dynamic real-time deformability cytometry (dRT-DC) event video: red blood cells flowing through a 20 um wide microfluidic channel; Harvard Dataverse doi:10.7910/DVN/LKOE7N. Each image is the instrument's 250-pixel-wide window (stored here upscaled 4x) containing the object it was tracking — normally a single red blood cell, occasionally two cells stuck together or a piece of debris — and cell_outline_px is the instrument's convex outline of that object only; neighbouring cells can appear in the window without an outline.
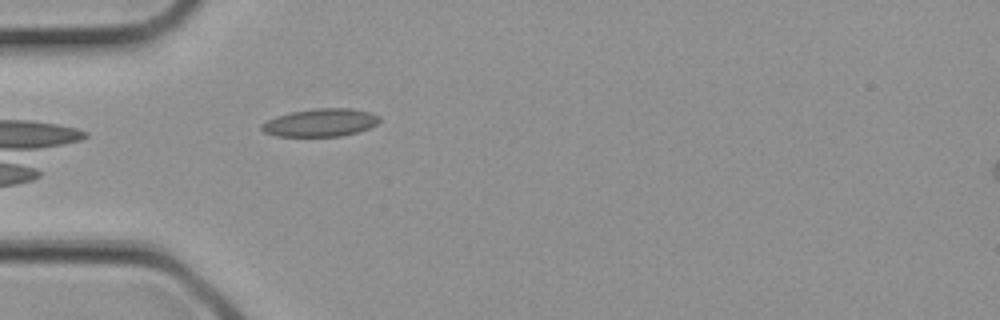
{"species": "common noctule bat (a hibernating species)", "species_latin": "Nyctalus noctula", "temperature_condition": "cold", "stored_images_in_passage": 3, "camera_frame_rate_fps": 3000, "um_per_image_px": 0.085, "animal": {"sex": "female", "body_mass_g": 21.9}, "frame": {"image": 1, "passage_image": 3, "time_ms": 0.667, "image_size_px": [1000, 320], "cell_outline_px": [[380, 120], [376, 124], [368, 128], [356, 132], [340, 136], [276, 136], [264, 132], [260, 128], [260, 124], [276, 116], [292, 112], [316, 108], [352, 108], [372, 112], [380, 116]], "centroid_in_image_um": [27.24, 10.41], "position_along_channel_um": 57.8, "area_um2": 19.13}}